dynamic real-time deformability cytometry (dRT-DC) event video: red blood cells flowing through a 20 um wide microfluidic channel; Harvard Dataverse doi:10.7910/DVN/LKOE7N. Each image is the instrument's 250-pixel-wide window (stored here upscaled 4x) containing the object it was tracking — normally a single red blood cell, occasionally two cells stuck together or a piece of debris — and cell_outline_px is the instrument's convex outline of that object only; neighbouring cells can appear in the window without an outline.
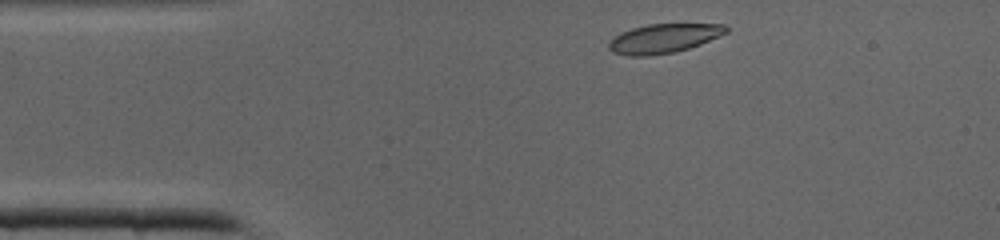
{"species": "common noctule bat (a hibernating species)", "species_latin": "Nyctalus noctula", "temperature_condition": "cold", "stored_images_in_passage": 34, "camera_frame_rate_fps": 3000, "um_per_image_px": 0.085, "animal": {"sex": "male", "body_mass_g": 19.0, "forearm_length_mm": 50.8}, "frame": {"image": 1, "passage_image": 1, "time_ms": 0.0, "image_size_px": [1000, 240], "cell_outline_px": [[728, 32], [700, 44], [676, 52], [648, 56], [628, 56], [612, 52], [608, 48], [608, 44], [620, 32], [632, 28], [648, 24], [724, 24], [728, 28]], "centroid_in_image_um": [56.4, 3.27], "position_along_channel_um": 28.6, "area_um2": 19.88}}
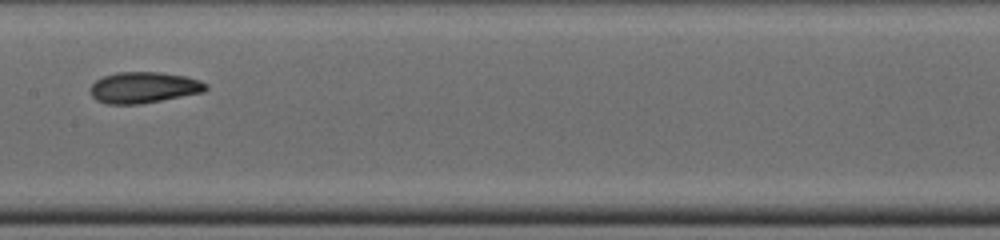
{"frame": {"image": 2, "passage_image": 14, "time_ms": 4.333, "image_size_px": [1000, 240], "cell_outline_px": [[208, 88], [204, 92], [160, 100], [136, 104], [108, 104], [96, 100], [92, 96], [92, 84], [96, 80], [104, 76], [116, 72], [160, 72], [184, 76], [200, 80], [208, 84]], "centroid_in_image_um": [12.24, 7.43], "position_along_channel_um": 195.2, "area_um2": 20.75}}
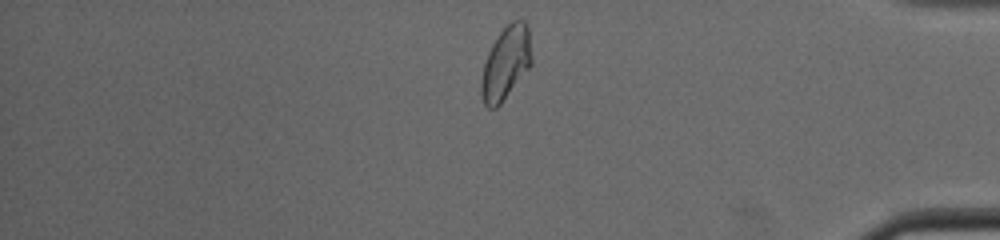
{"frame": {"image": 3, "passage_image": 28, "time_ms": 9.0, "image_size_px": [1000, 240], "cell_outline_px": [[532, 64], [500, 104], [496, 108], [488, 108], [484, 104], [480, 92], [480, 80], [484, 64], [488, 52], [496, 36], [512, 20], [524, 20], [528, 24], [532, 56]], "centroid_in_image_um": [42.99, 5.35], "position_along_channel_um": 392.2, "area_um2": 21.56}}